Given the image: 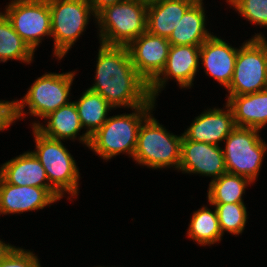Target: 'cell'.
Masks as SVG:
<instances>
[{
	"mask_svg": "<svg viewBox=\"0 0 267 267\" xmlns=\"http://www.w3.org/2000/svg\"><path fill=\"white\" fill-rule=\"evenodd\" d=\"M94 83L89 90L99 93L116 110L146 105L152 98L149 84L132 64L127 46L100 44Z\"/></svg>",
	"mask_w": 267,
	"mask_h": 267,
	"instance_id": "1",
	"label": "cell"
},
{
	"mask_svg": "<svg viewBox=\"0 0 267 267\" xmlns=\"http://www.w3.org/2000/svg\"><path fill=\"white\" fill-rule=\"evenodd\" d=\"M157 100L132 108V113L108 116L106 122L90 136L89 150L104 161L120 154L133 159L142 122L155 110Z\"/></svg>",
	"mask_w": 267,
	"mask_h": 267,
	"instance_id": "2",
	"label": "cell"
},
{
	"mask_svg": "<svg viewBox=\"0 0 267 267\" xmlns=\"http://www.w3.org/2000/svg\"><path fill=\"white\" fill-rule=\"evenodd\" d=\"M32 134L35 141V150H32L45 169L50 187L63 199L78 198L80 172L74 156L71 155L67 146L58 139L47 137L35 127Z\"/></svg>",
	"mask_w": 267,
	"mask_h": 267,
	"instance_id": "3",
	"label": "cell"
},
{
	"mask_svg": "<svg viewBox=\"0 0 267 267\" xmlns=\"http://www.w3.org/2000/svg\"><path fill=\"white\" fill-rule=\"evenodd\" d=\"M147 8L145 2L125 0L101 10L96 15L95 27L99 44L128 46L147 31Z\"/></svg>",
	"mask_w": 267,
	"mask_h": 267,
	"instance_id": "4",
	"label": "cell"
},
{
	"mask_svg": "<svg viewBox=\"0 0 267 267\" xmlns=\"http://www.w3.org/2000/svg\"><path fill=\"white\" fill-rule=\"evenodd\" d=\"M182 138L183 133H170L151 113L140 126L133 161L154 170L173 168L178 171Z\"/></svg>",
	"mask_w": 267,
	"mask_h": 267,
	"instance_id": "5",
	"label": "cell"
},
{
	"mask_svg": "<svg viewBox=\"0 0 267 267\" xmlns=\"http://www.w3.org/2000/svg\"><path fill=\"white\" fill-rule=\"evenodd\" d=\"M76 75V71L46 72L38 77L27 88L23 98L16 100L18 120H24L27 115L43 119L49 113L69 104L72 100L71 86ZM26 107L28 110L24 109Z\"/></svg>",
	"mask_w": 267,
	"mask_h": 267,
	"instance_id": "6",
	"label": "cell"
},
{
	"mask_svg": "<svg viewBox=\"0 0 267 267\" xmlns=\"http://www.w3.org/2000/svg\"><path fill=\"white\" fill-rule=\"evenodd\" d=\"M51 14L53 57L61 61L88 28L96 15L88 0H48Z\"/></svg>",
	"mask_w": 267,
	"mask_h": 267,
	"instance_id": "7",
	"label": "cell"
},
{
	"mask_svg": "<svg viewBox=\"0 0 267 267\" xmlns=\"http://www.w3.org/2000/svg\"><path fill=\"white\" fill-rule=\"evenodd\" d=\"M259 133L255 128L236 127L222 142L227 172L257 181L267 152V143Z\"/></svg>",
	"mask_w": 267,
	"mask_h": 267,
	"instance_id": "8",
	"label": "cell"
},
{
	"mask_svg": "<svg viewBox=\"0 0 267 267\" xmlns=\"http://www.w3.org/2000/svg\"><path fill=\"white\" fill-rule=\"evenodd\" d=\"M267 89V47L261 38H249L238 48L234 74L226 95H246Z\"/></svg>",
	"mask_w": 267,
	"mask_h": 267,
	"instance_id": "9",
	"label": "cell"
},
{
	"mask_svg": "<svg viewBox=\"0 0 267 267\" xmlns=\"http://www.w3.org/2000/svg\"><path fill=\"white\" fill-rule=\"evenodd\" d=\"M4 10L15 32L34 52L44 37L51 38L48 0H10Z\"/></svg>",
	"mask_w": 267,
	"mask_h": 267,
	"instance_id": "10",
	"label": "cell"
},
{
	"mask_svg": "<svg viewBox=\"0 0 267 267\" xmlns=\"http://www.w3.org/2000/svg\"><path fill=\"white\" fill-rule=\"evenodd\" d=\"M201 45H171L161 73L149 84L152 99L165 90L167 82L174 80L181 89H190L200 67Z\"/></svg>",
	"mask_w": 267,
	"mask_h": 267,
	"instance_id": "11",
	"label": "cell"
},
{
	"mask_svg": "<svg viewBox=\"0 0 267 267\" xmlns=\"http://www.w3.org/2000/svg\"><path fill=\"white\" fill-rule=\"evenodd\" d=\"M211 177V181L227 172L223 149L219 145L188 140L181 141V161L178 172Z\"/></svg>",
	"mask_w": 267,
	"mask_h": 267,
	"instance_id": "12",
	"label": "cell"
},
{
	"mask_svg": "<svg viewBox=\"0 0 267 267\" xmlns=\"http://www.w3.org/2000/svg\"><path fill=\"white\" fill-rule=\"evenodd\" d=\"M170 46L167 38L152 35L148 31L127 46L133 66L148 84L163 70Z\"/></svg>",
	"mask_w": 267,
	"mask_h": 267,
	"instance_id": "13",
	"label": "cell"
},
{
	"mask_svg": "<svg viewBox=\"0 0 267 267\" xmlns=\"http://www.w3.org/2000/svg\"><path fill=\"white\" fill-rule=\"evenodd\" d=\"M223 107L205 109L194 118L183 135L191 141L220 146L236 128L231 108L226 103Z\"/></svg>",
	"mask_w": 267,
	"mask_h": 267,
	"instance_id": "14",
	"label": "cell"
},
{
	"mask_svg": "<svg viewBox=\"0 0 267 267\" xmlns=\"http://www.w3.org/2000/svg\"><path fill=\"white\" fill-rule=\"evenodd\" d=\"M237 54V47L213 34L200 46V64L204 73L226 90L233 78Z\"/></svg>",
	"mask_w": 267,
	"mask_h": 267,
	"instance_id": "15",
	"label": "cell"
},
{
	"mask_svg": "<svg viewBox=\"0 0 267 267\" xmlns=\"http://www.w3.org/2000/svg\"><path fill=\"white\" fill-rule=\"evenodd\" d=\"M56 202L45 188L9 184L0 176V216L43 210Z\"/></svg>",
	"mask_w": 267,
	"mask_h": 267,
	"instance_id": "16",
	"label": "cell"
},
{
	"mask_svg": "<svg viewBox=\"0 0 267 267\" xmlns=\"http://www.w3.org/2000/svg\"><path fill=\"white\" fill-rule=\"evenodd\" d=\"M0 166V176L7 183L45 188L57 201L62 199L50 187L45 169L32 151H25Z\"/></svg>",
	"mask_w": 267,
	"mask_h": 267,
	"instance_id": "17",
	"label": "cell"
},
{
	"mask_svg": "<svg viewBox=\"0 0 267 267\" xmlns=\"http://www.w3.org/2000/svg\"><path fill=\"white\" fill-rule=\"evenodd\" d=\"M43 120L45 124L40 123L39 120H34L30 127H35L43 135L63 142L68 141V139L71 141L77 139L79 143L88 148L90 136L86 132L80 134L83 128L73 101L49 113Z\"/></svg>",
	"mask_w": 267,
	"mask_h": 267,
	"instance_id": "18",
	"label": "cell"
},
{
	"mask_svg": "<svg viewBox=\"0 0 267 267\" xmlns=\"http://www.w3.org/2000/svg\"><path fill=\"white\" fill-rule=\"evenodd\" d=\"M236 127L262 130L267 125V89L246 95H225Z\"/></svg>",
	"mask_w": 267,
	"mask_h": 267,
	"instance_id": "19",
	"label": "cell"
},
{
	"mask_svg": "<svg viewBox=\"0 0 267 267\" xmlns=\"http://www.w3.org/2000/svg\"><path fill=\"white\" fill-rule=\"evenodd\" d=\"M195 0H157L147 8V31L156 36L169 38L184 13Z\"/></svg>",
	"mask_w": 267,
	"mask_h": 267,
	"instance_id": "20",
	"label": "cell"
},
{
	"mask_svg": "<svg viewBox=\"0 0 267 267\" xmlns=\"http://www.w3.org/2000/svg\"><path fill=\"white\" fill-rule=\"evenodd\" d=\"M204 2H195L183 15L168 38L171 45H201L213 32L207 27Z\"/></svg>",
	"mask_w": 267,
	"mask_h": 267,
	"instance_id": "21",
	"label": "cell"
},
{
	"mask_svg": "<svg viewBox=\"0 0 267 267\" xmlns=\"http://www.w3.org/2000/svg\"><path fill=\"white\" fill-rule=\"evenodd\" d=\"M75 103L82 128L89 136L93 135L108 119V113L115 110L99 93L88 88Z\"/></svg>",
	"mask_w": 267,
	"mask_h": 267,
	"instance_id": "22",
	"label": "cell"
},
{
	"mask_svg": "<svg viewBox=\"0 0 267 267\" xmlns=\"http://www.w3.org/2000/svg\"><path fill=\"white\" fill-rule=\"evenodd\" d=\"M214 209V210H213ZM187 228V238L205 247L219 244L223 240L217 212L206 205L194 211Z\"/></svg>",
	"mask_w": 267,
	"mask_h": 267,
	"instance_id": "23",
	"label": "cell"
},
{
	"mask_svg": "<svg viewBox=\"0 0 267 267\" xmlns=\"http://www.w3.org/2000/svg\"><path fill=\"white\" fill-rule=\"evenodd\" d=\"M253 182L244 176L224 173L210 181L207 190V203H244V194Z\"/></svg>",
	"mask_w": 267,
	"mask_h": 267,
	"instance_id": "24",
	"label": "cell"
},
{
	"mask_svg": "<svg viewBox=\"0 0 267 267\" xmlns=\"http://www.w3.org/2000/svg\"><path fill=\"white\" fill-rule=\"evenodd\" d=\"M34 51L15 32L6 15L0 12V63L17 60L27 65L34 60Z\"/></svg>",
	"mask_w": 267,
	"mask_h": 267,
	"instance_id": "25",
	"label": "cell"
},
{
	"mask_svg": "<svg viewBox=\"0 0 267 267\" xmlns=\"http://www.w3.org/2000/svg\"><path fill=\"white\" fill-rule=\"evenodd\" d=\"M215 207L222 235L227 232L238 236L244 232L248 222V212L245 203H208Z\"/></svg>",
	"mask_w": 267,
	"mask_h": 267,
	"instance_id": "26",
	"label": "cell"
},
{
	"mask_svg": "<svg viewBox=\"0 0 267 267\" xmlns=\"http://www.w3.org/2000/svg\"><path fill=\"white\" fill-rule=\"evenodd\" d=\"M242 18L267 29V0H225Z\"/></svg>",
	"mask_w": 267,
	"mask_h": 267,
	"instance_id": "27",
	"label": "cell"
},
{
	"mask_svg": "<svg viewBox=\"0 0 267 267\" xmlns=\"http://www.w3.org/2000/svg\"><path fill=\"white\" fill-rule=\"evenodd\" d=\"M39 260L33 251L13 245L0 259V267H41Z\"/></svg>",
	"mask_w": 267,
	"mask_h": 267,
	"instance_id": "28",
	"label": "cell"
},
{
	"mask_svg": "<svg viewBox=\"0 0 267 267\" xmlns=\"http://www.w3.org/2000/svg\"><path fill=\"white\" fill-rule=\"evenodd\" d=\"M16 100L0 99V132L11 128L12 124L18 122Z\"/></svg>",
	"mask_w": 267,
	"mask_h": 267,
	"instance_id": "29",
	"label": "cell"
},
{
	"mask_svg": "<svg viewBox=\"0 0 267 267\" xmlns=\"http://www.w3.org/2000/svg\"><path fill=\"white\" fill-rule=\"evenodd\" d=\"M125 0H88L95 15L104 8Z\"/></svg>",
	"mask_w": 267,
	"mask_h": 267,
	"instance_id": "30",
	"label": "cell"
},
{
	"mask_svg": "<svg viewBox=\"0 0 267 267\" xmlns=\"http://www.w3.org/2000/svg\"><path fill=\"white\" fill-rule=\"evenodd\" d=\"M12 247V244L6 243L2 239H0V259H2Z\"/></svg>",
	"mask_w": 267,
	"mask_h": 267,
	"instance_id": "31",
	"label": "cell"
},
{
	"mask_svg": "<svg viewBox=\"0 0 267 267\" xmlns=\"http://www.w3.org/2000/svg\"><path fill=\"white\" fill-rule=\"evenodd\" d=\"M252 38H261L265 44H266V47H267V38L265 37V35L263 33H255V35L252 36Z\"/></svg>",
	"mask_w": 267,
	"mask_h": 267,
	"instance_id": "32",
	"label": "cell"
},
{
	"mask_svg": "<svg viewBox=\"0 0 267 267\" xmlns=\"http://www.w3.org/2000/svg\"><path fill=\"white\" fill-rule=\"evenodd\" d=\"M139 1H142V2L149 4V3L155 2L157 0H139Z\"/></svg>",
	"mask_w": 267,
	"mask_h": 267,
	"instance_id": "33",
	"label": "cell"
}]
</instances>
